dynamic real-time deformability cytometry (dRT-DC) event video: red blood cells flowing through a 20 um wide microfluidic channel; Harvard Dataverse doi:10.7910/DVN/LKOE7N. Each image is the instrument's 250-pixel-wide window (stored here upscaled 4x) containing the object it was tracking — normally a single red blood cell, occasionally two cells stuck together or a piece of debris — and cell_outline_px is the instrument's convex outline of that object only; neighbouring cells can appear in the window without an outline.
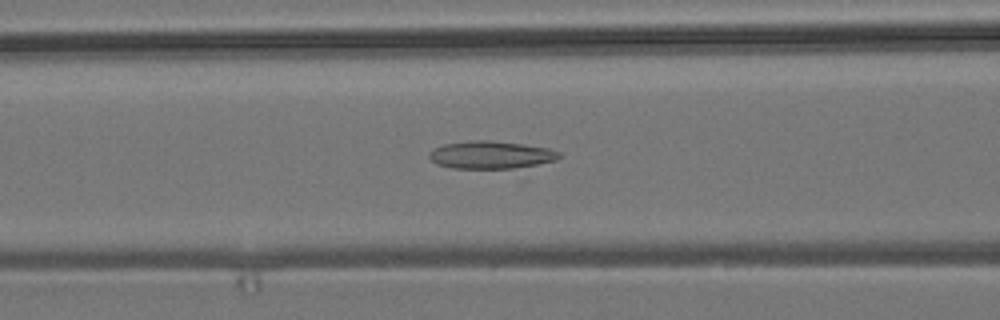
{"species": "common noctule bat (a hibernating species)", "species_latin": "Nyctalus noctula", "temperature_condition": "room temperature", "stored_images_in_passage": 29, "camera_frame_rate_fps": 3000, "um_per_image_px": 0.085, "animal": {"sex": "male", "body_mass_g": 19.2, "forearm_length_mm": 51.8}, "frame": {"image": 1, "passage_image": 7, "time_ms": 2.0, "image_size_px": [1000, 320], "cell_outline_px": [[560, 156], [556, 160], [536, 164], [512, 168], [452, 168], [436, 164], [428, 156], [428, 152], [432, 148], [444, 144], [472, 140], [488, 140], [524, 144], [548, 148], [560, 152]], "centroid_in_image_um": [41.67, 13.15], "position_along_channel_um": 124.9, "area_um2": 20.87}}
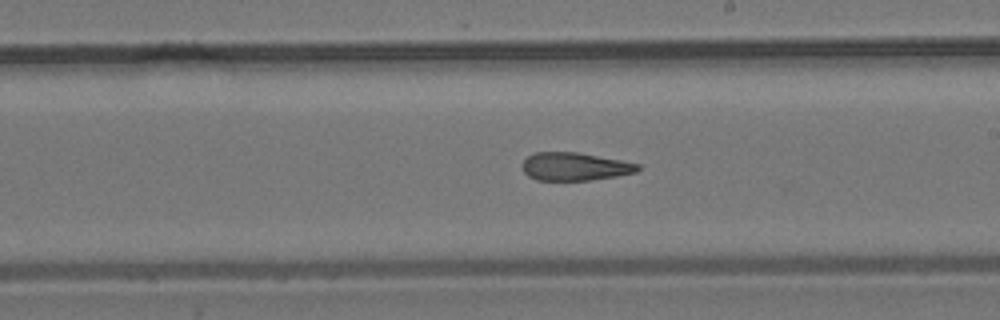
{"frame": {"image": 2, "passage_image": 16, "time_ms": 5.0, "image_size_px": [1000, 320], "cell_outline_px": [[640, 168], [636, 172], [616, 176], [592, 180], [536, 180], [528, 176], [524, 172], [524, 160], [532, 152], [576, 152], [620, 160], [640, 164]], "centroid_in_image_um": [48.85, 14.16], "position_along_channel_um": 240.1, "area_um2": 18.73}}
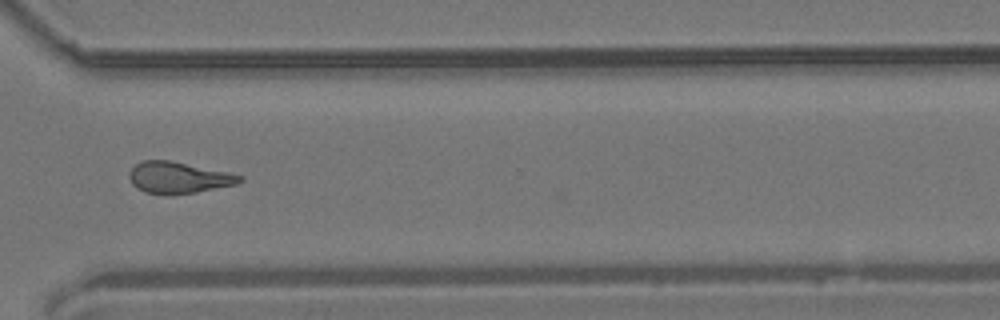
{"frame": {"image": 3, "passage_image": 25, "time_ms": 8.0, "image_size_px": [1000, 320], "cell_outline_px": [[244, 180], [236, 184], [196, 192], [168, 196], [144, 192], [136, 188], [132, 184], [128, 176], [128, 172], [136, 164], [144, 160], [168, 160], [244, 176]], "centroid_in_image_um": [15.12, 15.12], "position_along_channel_um": 355.5, "area_um2": 20.23}}